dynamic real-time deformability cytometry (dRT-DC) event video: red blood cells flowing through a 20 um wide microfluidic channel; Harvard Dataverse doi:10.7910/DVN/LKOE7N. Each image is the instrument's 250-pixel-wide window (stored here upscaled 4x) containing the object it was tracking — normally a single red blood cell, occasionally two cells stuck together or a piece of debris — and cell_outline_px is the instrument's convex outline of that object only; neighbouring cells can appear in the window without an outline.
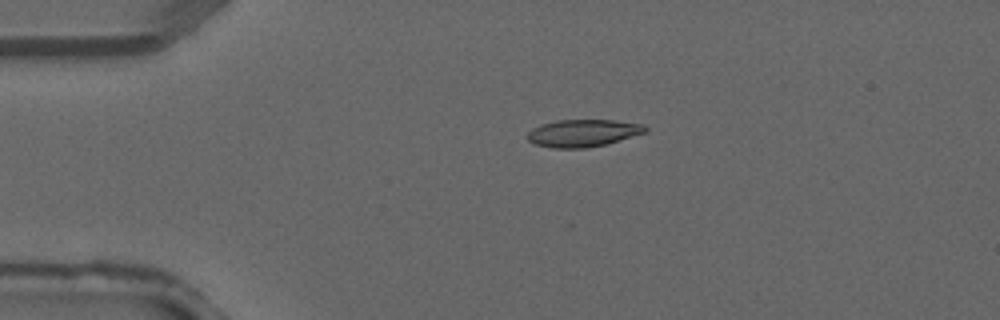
{"species": "common noctule bat (a hibernating species)", "species_latin": "Nyctalus noctula", "temperature_condition": "warm", "stored_images_in_passage": 3, "camera_frame_rate_fps": 3000, "um_per_image_px": 0.085, "animal": {"sex": "male", "forearm_length_mm": 52.5}, "frame": {"image": 1, "passage_image": 3, "time_ms": 0.667, "image_size_px": [1000, 320], "cell_outline_px": [[648, 128], [644, 132], [604, 144], [584, 148], [552, 148], [536, 144], [528, 140], [528, 132], [532, 128], [540, 124], [556, 120], [612, 120], [644, 124]], "centroid_in_image_um": [49.5, 11.3], "position_along_channel_um": 35.5, "area_um2": 18.5}}